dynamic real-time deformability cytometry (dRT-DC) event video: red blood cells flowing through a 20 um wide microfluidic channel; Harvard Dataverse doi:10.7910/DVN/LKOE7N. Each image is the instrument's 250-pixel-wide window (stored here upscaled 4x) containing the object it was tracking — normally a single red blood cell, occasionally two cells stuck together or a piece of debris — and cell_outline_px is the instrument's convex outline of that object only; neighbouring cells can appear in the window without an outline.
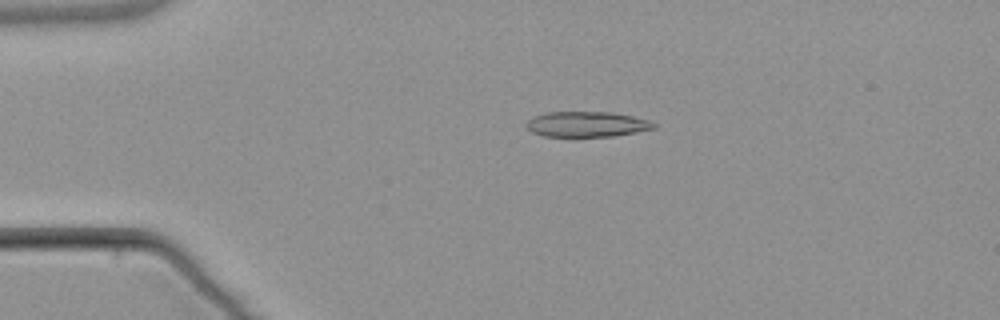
{"species": "common noctule bat (a hibernating species)", "species_latin": "Nyctalus noctula", "temperature_condition": "warm", "stored_images_in_passage": 5, "camera_frame_rate_fps": 3000, "um_per_image_px": 0.085, "animal": {"sex": "male", "body_mass_g": 21.5, "forearm_length_mm": 52.0}, "frame": {"image": 1, "passage_image": 4, "time_ms": 3.667, "image_size_px": [1000, 320], "cell_outline_px": [[656, 128], [636, 132], [612, 136], [544, 136], [532, 132], [524, 124], [532, 116], [548, 112], [612, 112], [652, 120], [656, 124]], "centroid_in_image_um": [49.89, 10.55], "position_along_channel_um": 35.1, "area_um2": 18.9}}